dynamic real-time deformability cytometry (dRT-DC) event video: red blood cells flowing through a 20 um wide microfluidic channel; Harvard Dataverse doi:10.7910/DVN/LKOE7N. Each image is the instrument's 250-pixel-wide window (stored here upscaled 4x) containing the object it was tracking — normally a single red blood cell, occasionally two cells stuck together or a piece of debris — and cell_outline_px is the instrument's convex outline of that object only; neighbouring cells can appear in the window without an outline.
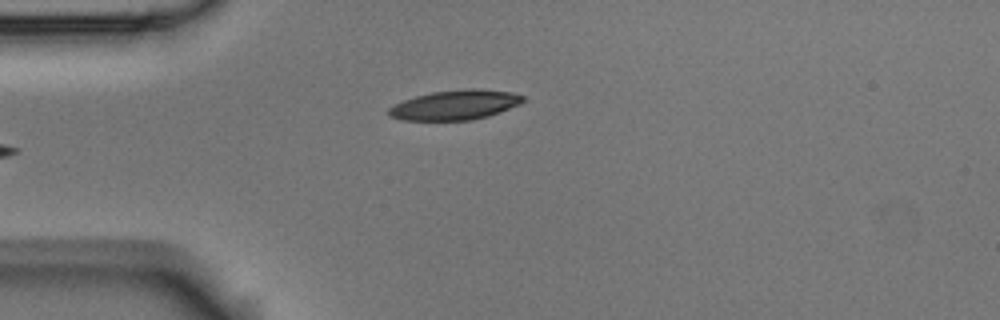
{"species": "Egyptian fruit bat (a non-hibernating species)", "species_latin": "Rousettus aegyptiacus", "temperature_condition": "room temperature", "stored_images_in_passage": 5, "camera_frame_rate_fps": 3000, "um_per_image_px": 0.085, "animal": {"sex": "male"}, "frame": {"image": 1, "passage_image": 5, "time_ms": 1.333, "image_size_px": [1000, 320], "cell_outline_px": [[524, 100], [520, 104], [500, 112], [488, 116], [472, 120], [400, 120], [388, 116], [388, 108], [404, 100], [416, 96], [432, 92], [468, 88], [476, 88], [512, 92], [524, 96]], "centroid_in_image_um": [38.69, 8.92], "position_along_channel_um": 46.3, "area_um2": 23.29}}